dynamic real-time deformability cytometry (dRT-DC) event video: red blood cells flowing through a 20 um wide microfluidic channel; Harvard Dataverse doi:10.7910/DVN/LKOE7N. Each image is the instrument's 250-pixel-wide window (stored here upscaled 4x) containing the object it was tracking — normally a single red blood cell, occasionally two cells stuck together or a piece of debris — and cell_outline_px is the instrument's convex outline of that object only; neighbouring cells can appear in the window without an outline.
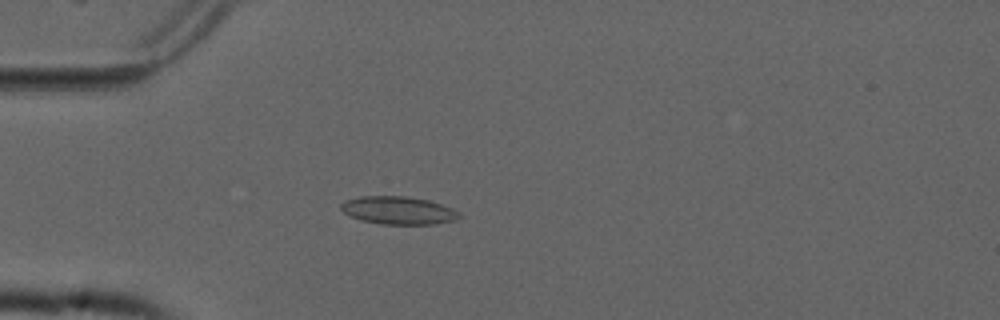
{"species": "common noctule bat (a hibernating species)", "species_latin": "Nyctalus noctula", "temperature_condition": "cold", "stored_images_in_passage": 55, "camera_frame_rate_fps": 3000, "um_per_image_px": 0.085, "animal": {"sex": "male", "forearm_length_mm": 52.5}, "frame": {"image": 1, "passage_image": 16, "time_ms": 5.0, "image_size_px": [1000, 320], "cell_outline_px": [[460, 216], [456, 220], [432, 224], [380, 224], [360, 220], [344, 212], [340, 208], [340, 204], [344, 200], [360, 196], [404, 196], [428, 200], [452, 208], [460, 212]], "centroid_in_image_um": [33.84, 17.88], "position_along_channel_um": 51.2, "area_um2": 19.19}}
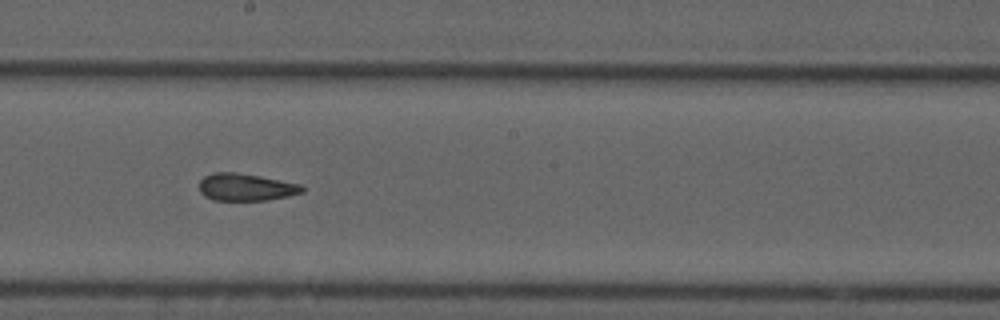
{"frame": {"image": 2, "passage_image": 31, "time_ms": 10.0, "image_size_px": [1000, 320], "cell_outline_px": [[304, 192], [288, 196], [268, 200], [212, 200], [204, 196], [200, 192], [200, 180], [204, 176], [212, 172], [236, 172], [260, 176], [300, 184], [304, 188]], "centroid_in_image_um": [20.88, 15.9], "position_along_channel_um": 227.3, "area_um2": 16.42}}
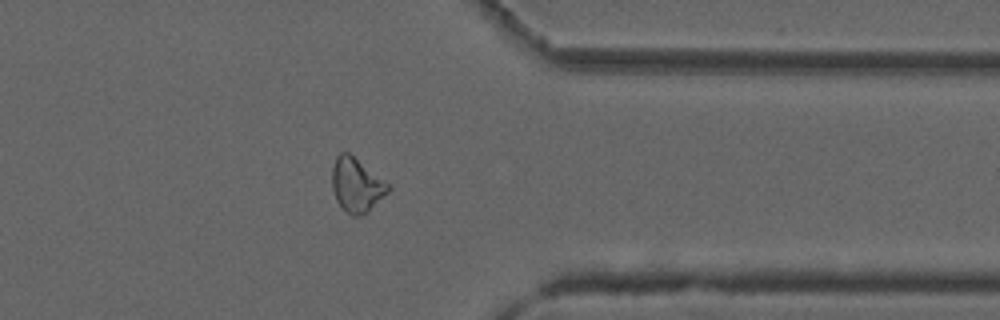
{"frame": {"image": 3, "passage_image": 44, "time_ms": 14.333, "image_size_px": [1000, 320], "cell_outline_px": [[392, 188], [368, 212], [360, 216], [352, 216], [336, 200], [332, 188], [332, 168], [336, 156], [340, 152], [348, 152], [388, 184]], "centroid_in_image_um": [30.29, 15.73], "position_along_channel_um": 381.1, "area_um2": 17.34}, "authors_computed_cell_mechanics": {"area_um2": 17.8602, "velocity_mm_per_s": 3.7553, "shape_relaxation_time_tau1_ms": null, "shape_relaxation_time_tau2_ms": 3.5287, "deformation_change_tau1": null, "deformation_change_tau2": 0.1049}}